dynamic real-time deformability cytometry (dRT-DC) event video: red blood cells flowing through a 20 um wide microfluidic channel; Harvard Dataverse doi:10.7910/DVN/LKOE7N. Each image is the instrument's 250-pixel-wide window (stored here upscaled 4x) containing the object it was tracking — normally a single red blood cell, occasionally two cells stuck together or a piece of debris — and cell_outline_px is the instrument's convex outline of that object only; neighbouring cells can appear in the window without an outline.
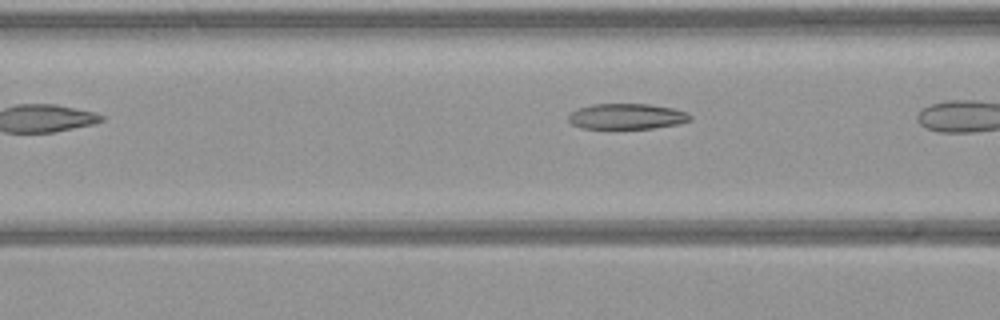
{"species": "common noctule bat (a hibernating species)", "species_latin": "Nyctalus noctula", "temperature_condition": "warm", "stored_images_in_passage": 8, "camera_frame_rate_fps": 3000, "um_per_image_px": 0.085, "animal": {"sex": "female", "body_mass_g": 21.9}, "frame": {"image": 1, "passage_image": 6, "time_ms": 1.667, "image_size_px": [1000, 320], "cell_outline_px": [[692, 120], [680, 124], [652, 128], [580, 128], [572, 124], [568, 120], [568, 116], [572, 112], [580, 108], [592, 104], [648, 104], [672, 108], [688, 112], [692, 116]], "centroid_in_image_um": [53.32, 9.89], "position_along_channel_um": 113.3, "area_um2": 18.15}}